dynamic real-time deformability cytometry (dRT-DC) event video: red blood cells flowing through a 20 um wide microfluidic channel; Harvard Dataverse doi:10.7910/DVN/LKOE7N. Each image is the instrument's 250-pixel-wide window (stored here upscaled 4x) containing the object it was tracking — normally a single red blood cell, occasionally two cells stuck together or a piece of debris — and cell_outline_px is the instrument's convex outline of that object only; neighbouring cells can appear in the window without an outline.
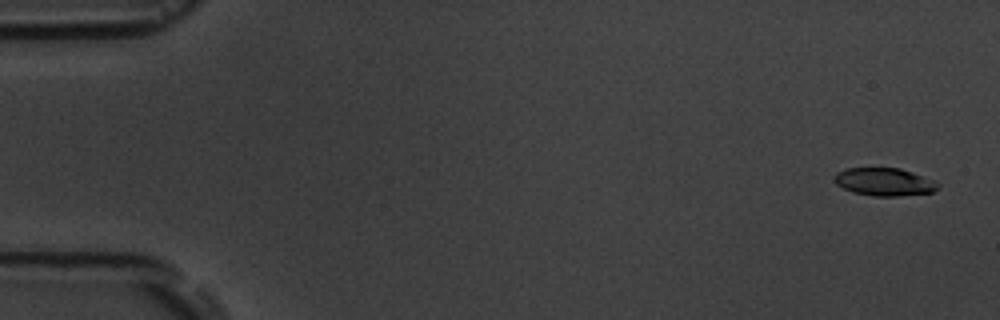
{"species": "common noctule bat (a hibernating species)", "species_latin": "Nyctalus noctula", "temperature_condition": "room temperature", "stored_images_in_passage": 6, "camera_frame_rate_fps": 3000, "um_per_image_px": 0.085, "animal": {"sex": "male", "body_mass_g": 19.5, "forearm_length_mm": 54.6}, "frame": {"image": 1, "passage_image": 1, "time_ms": 0.0, "image_size_px": [1000, 320], "cell_outline_px": [[940, 184], [932, 192], [900, 196], [872, 196], [852, 192], [836, 184], [832, 180], [836, 172], [848, 168], [900, 168], [912, 172], [932, 180]], "centroid_in_image_um": [75.11, 15.46], "position_along_channel_um": 9.9, "area_um2": 16.76}}
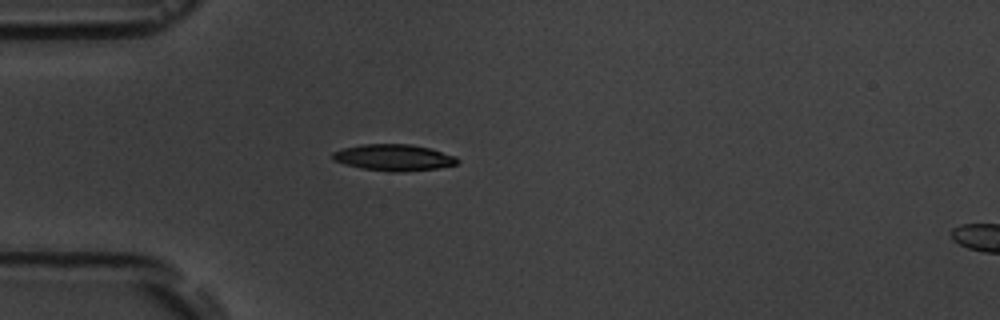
{"frame": {"image": 2, "passage_image": 5, "time_ms": 4.667, "image_size_px": [1000, 320], "cell_outline_px": [[460, 160], [456, 164], [440, 168], [400, 172], [392, 172], [360, 168], [344, 164], [332, 160], [332, 152], [344, 148], [360, 144], [412, 144], [428, 148], [456, 156]], "centroid_in_image_um": [33.45, 13.39], "position_along_channel_um": 51.5, "area_um2": 19.31}}